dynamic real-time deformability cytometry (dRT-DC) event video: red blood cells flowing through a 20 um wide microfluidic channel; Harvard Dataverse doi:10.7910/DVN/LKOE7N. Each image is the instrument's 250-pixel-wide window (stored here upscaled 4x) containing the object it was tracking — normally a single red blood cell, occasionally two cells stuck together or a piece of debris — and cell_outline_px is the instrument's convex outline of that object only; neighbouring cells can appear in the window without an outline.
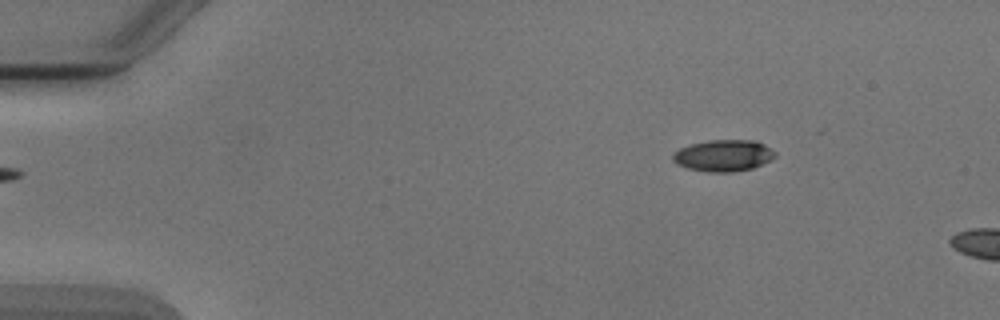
{"species": "Egyptian fruit bat (a non-hibernating species)", "species_latin": "Rousettus aegyptiacus", "temperature_condition": "cold", "stored_images_in_passage": 2, "camera_frame_rate_fps": 3000, "um_per_image_px": 0.085, "animal": {"sex": "male"}, "frame": {"image": 1, "passage_image": 2, "time_ms": 1.0, "image_size_px": [1000, 320], "cell_outline_px": [[776, 156], [752, 168], [732, 172], [708, 172], [688, 168], [676, 164], [672, 160], [672, 152], [680, 148], [692, 144], [712, 140], [756, 140], [764, 144], [776, 152]], "centroid_in_image_um": [61.47, 13.22], "position_along_channel_um": 23.5, "area_um2": 18.73}}